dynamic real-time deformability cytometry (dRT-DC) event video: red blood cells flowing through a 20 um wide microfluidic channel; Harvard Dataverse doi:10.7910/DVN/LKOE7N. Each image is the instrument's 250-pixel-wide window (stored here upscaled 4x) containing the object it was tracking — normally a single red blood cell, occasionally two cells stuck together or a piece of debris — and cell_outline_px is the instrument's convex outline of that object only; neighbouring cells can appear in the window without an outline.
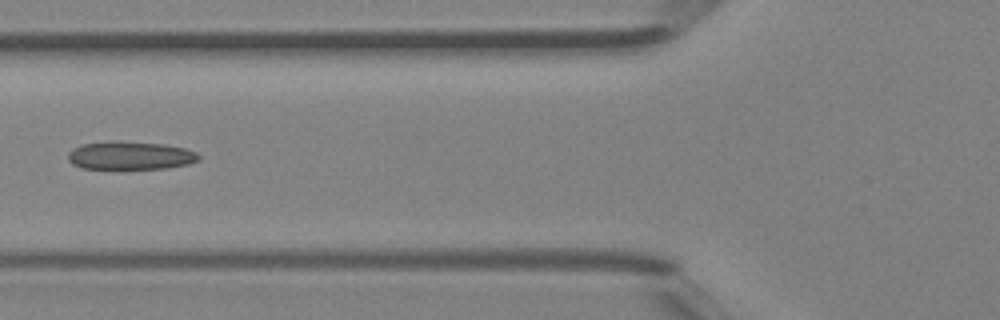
{"species": "Egyptian fruit bat (a non-hibernating species)", "species_latin": "Rousettus aegyptiacus", "temperature_condition": "room temperature", "stored_images_in_passage": 6, "camera_frame_rate_fps": 3000, "um_per_image_px": 0.085, "animal": {"sex": "female"}, "frame": {"image": 1, "passage_image": 6, "time_ms": 1.667, "image_size_px": [1000, 320], "cell_outline_px": [[200, 160], [188, 164], [164, 168], [84, 168], [72, 164], [68, 160], [68, 152], [84, 144], [112, 140], [120, 140], [164, 144], [184, 148], [196, 152], [200, 156]], "centroid_in_image_um": [11.09, 13.2], "position_along_channel_um": 114.7, "area_um2": 21.39}}